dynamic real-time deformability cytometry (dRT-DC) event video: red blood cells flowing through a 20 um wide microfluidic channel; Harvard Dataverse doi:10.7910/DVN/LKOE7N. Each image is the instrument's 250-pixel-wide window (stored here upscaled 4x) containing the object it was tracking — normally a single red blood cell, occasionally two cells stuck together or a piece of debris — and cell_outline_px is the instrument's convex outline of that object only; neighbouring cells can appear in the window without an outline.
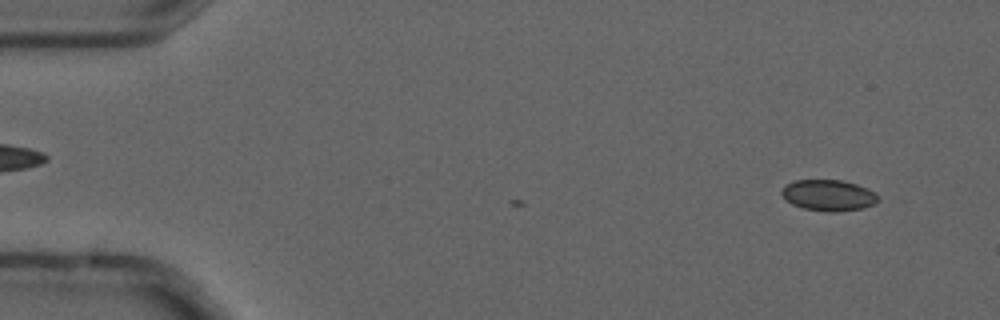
{"species": "common noctule bat (a hibernating species)", "species_latin": "Nyctalus noctula", "temperature_condition": "cold", "stored_images_in_passage": 10, "camera_frame_rate_fps": 3000, "um_per_image_px": 0.085, "animal": {"sex": "male", "forearm_length_mm": 52.5}, "frame": {"image": 1, "passage_image": 1, "time_ms": 0.0, "image_size_px": [1000, 320], "cell_outline_px": [[884, 200], [876, 204], [864, 208], [836, 212], [828, 212], [804, 208], [792, 204], [780, 192], [792, 180], [840, 180], [856, 184], [868, 188], [876, 192]], "centroid_in_image_um": [70.53, 16.61], "position_along_channel_um": 14.5, "area_um2": 17.69}}
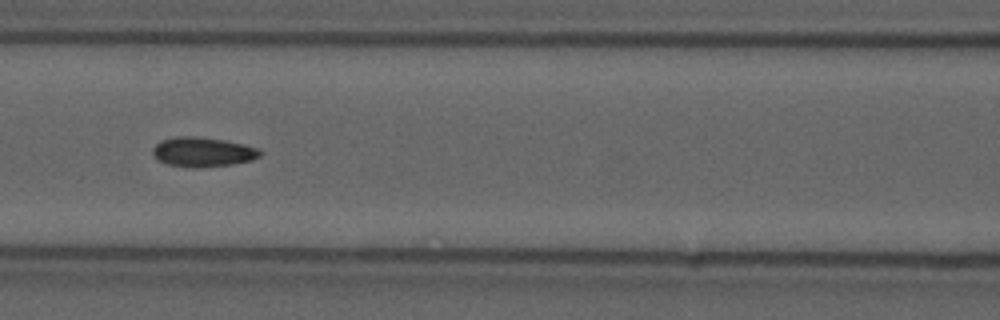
{"frame": {"image": 2, "passage_image": 6, "time_ms": 1.667, "image_size_px": [1000, 320], "cell_outline_px": [[260, 156], [252, 160], [232, 164], [196, 168], [168, 164], [156, 160], [152, 152], [152, 148], [160, 140], [176, 136], [196, 136], [224, 140], [244, 144], [256, 148], [260, 152]], "centroid_in_image_um": [17.18, 12.91], "position_along_channel_um": 149.4, "area_um2": 18.5}}
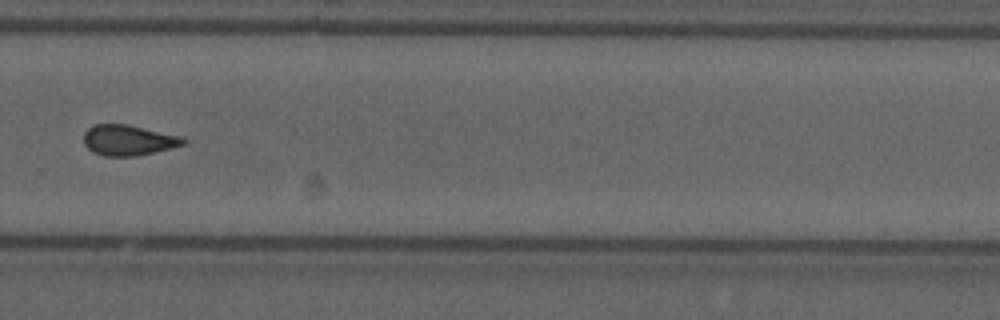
{"frame": {"image": 3, "passage_image": 10, "time_ms": 3.0, "image_size_px": [1000, 320], "cell_outline_px": [[188, 140], [184, 144], [172, 148], [132, 156], [104, 156], [92, 152], [84, 144], [84, 132], [88, 128], [96, 124], [128, 124], [184, 136]], "centroid_in_image_um": [10.94, 11.9], "position_along_channel_um": 318.9, "area_um2": 17.86}}